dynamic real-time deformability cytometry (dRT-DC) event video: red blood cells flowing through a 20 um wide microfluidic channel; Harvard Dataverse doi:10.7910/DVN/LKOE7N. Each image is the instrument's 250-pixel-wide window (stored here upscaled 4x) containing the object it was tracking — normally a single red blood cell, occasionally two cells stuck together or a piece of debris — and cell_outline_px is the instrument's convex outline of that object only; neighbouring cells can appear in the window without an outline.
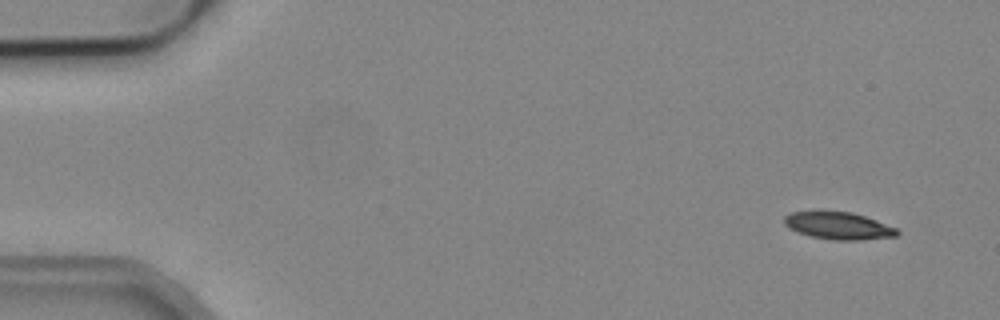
{"species": "common noctule bat (a hibernating species)", "species_latin": "Nyctalus noctula", "temperature_condition": "cold", "stored_images_in_passage": 3, "segment_of_instrument_passage": [2, 2], "camera_frame_rate_fps": 3000, "um_per_image_px": 0.085, "animal": {"sex": "male", "body_mass_g": 19.2, "forearm_length_mm": 51.8}, "frame": {"image": 1, "passage_image": 3, "time_ms": 0.667, "image_size_px": [1000, 320], "cell_outline_px": [[900, 232], [896, 236], [860, 240], [832, 240], [812, 236], [788, 228], [784, 224], [784, 216], [792, 212], [852, 212], [876, 220], [896, 228]], "centroid_in_image_um": [71.28, 19.2], "position_along_channel_um": 13.7, "area_um2": 17.63}}